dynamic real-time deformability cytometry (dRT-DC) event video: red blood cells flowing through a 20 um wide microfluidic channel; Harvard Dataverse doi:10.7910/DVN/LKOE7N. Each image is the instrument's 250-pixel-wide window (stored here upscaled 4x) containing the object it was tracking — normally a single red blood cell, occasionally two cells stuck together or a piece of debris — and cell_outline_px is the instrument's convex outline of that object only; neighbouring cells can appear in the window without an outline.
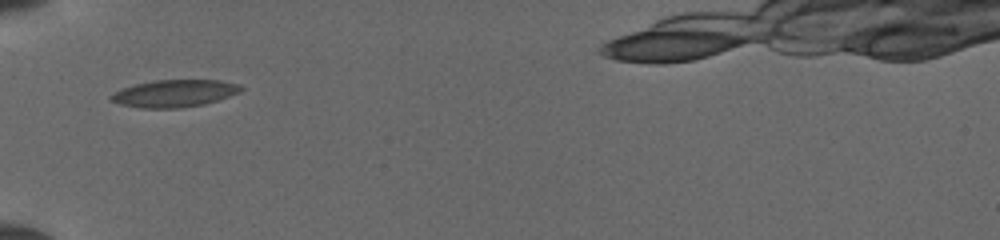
{"species": "common noctule bat (a hibernating species)", "species_latin": "Nyctalus noctula", "temperature_condition": "cold", "stored_images_in_passage": 45, "camera_frame_rate_fps": 3000, "um_per_image_px": 0.085, "animal": {"sex": "female", "body_mass_g": 19.5, "forearm_length_mm": 54.1}, "frame": {"image": 1, "passage_image": 1, "time_ms": 0.0, "image_size_px": [1000, 240], "cell_outline_px": [[244, 88], [240, 92], [204, 104], [176, 108], [140, 108], [120, 104], [112, 100], [108, 96], [124, 88], [136, 84], [156, 80], [220, 80], [236, 84]], "centroid_in_image_um": [14.82, 7.94], "position_along_channel_um": 70.2, "area_um2": 20.29}}
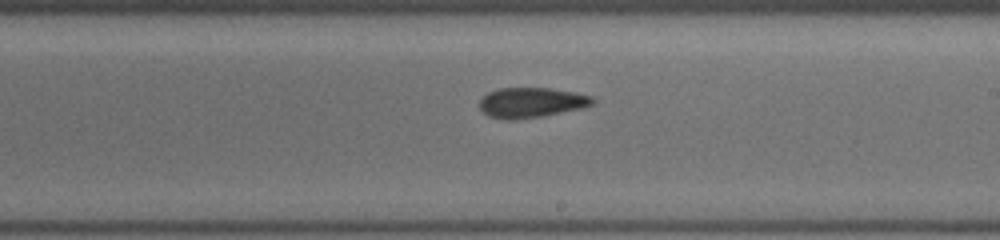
{"frame": {"image": 2, "passage_image": 22, "time_ms": 4.333, "image_size_px": [1000, 240], "cell_outline_px": [[596, 100], [592, 104], [580, 108], [540, 116], [508, 120], [504, 120], [488, 116], [480, 108], [480, 100], [488, 92], [500, 88], [548, 88], [576, 92], [592, 96]], "centroid_in_image_um": [45.15, 8.71], "position_along_channel_um": 243.9, "area_um2": 19.59}}
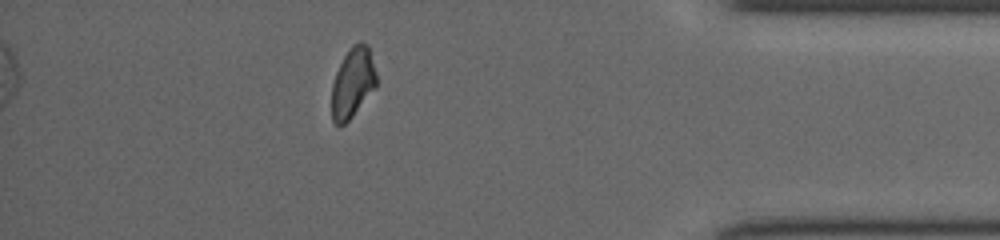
{"frame": {"image": 3, "passage_image": 38, "time_ms": 9.0, "image_size_px": [1000, 240], "cell_outline_px": [[376, 88], [352, 116], [340, 128], [332, 120], [332, 84], [336, 72], [344, 56], [352, 44], [360, 40], [368, 44], [376, 72]], "centroid_in_image_um": [29.99, 7.02], "position_along_channel_um": 405.2, "area_um2": 18.38}}